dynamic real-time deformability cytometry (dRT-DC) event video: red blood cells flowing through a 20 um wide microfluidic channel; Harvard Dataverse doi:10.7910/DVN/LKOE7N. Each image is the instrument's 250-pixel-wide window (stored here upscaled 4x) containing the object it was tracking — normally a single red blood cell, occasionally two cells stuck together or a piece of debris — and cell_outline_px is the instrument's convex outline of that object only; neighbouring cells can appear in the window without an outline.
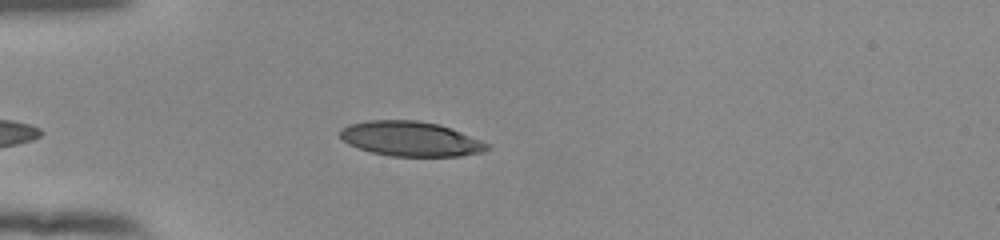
{"species": "human", "species_latin": "Homo sapiens", "temperature_condition": "room temperature", "stored_images_in_passage": 31, "camera_frame_rate_fps": 3000, "um_per_image_px": 0.085, "donor": {"sex": "female"}, "frame": {"image": 1, "passage_image": 4, "time_ms": 1.0, "image_size_px": [1000, 240], "cell_outline_px": [[488, 148], [480, 152], [460, 156], [392, 156], [372, 152], [348, 144], [340, 136], [340, 128], [348, 124], [368, 120], [416, 120], [440, 124], [480, 140], [488, 144]], "centroid_in_image_um": [34.85, 11.79], "position_along_channel_um": 50.1, "area_um2": 29.54}}
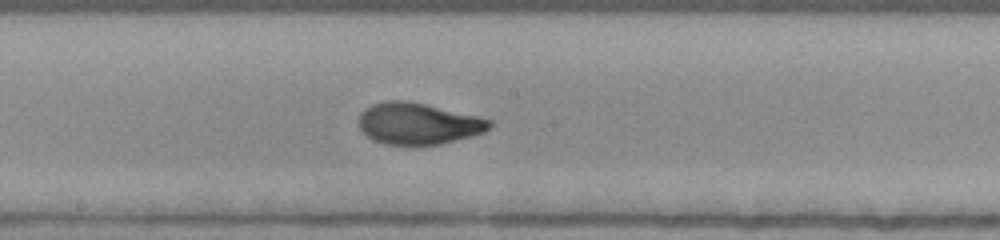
{"frame": {"image": 2, "passage_image": 18, "time_ms": 5.667, "image_size_px": [1000, 240], "cell_outline_px": [[492, 128], [484, 132], [440, 144], [388, 144], [376, 140], [368, 136], [360, 128], [360, 112], [364, 108], [372, 104], [384, 100], [408, 100], [480, 116], [492, 120]], "centroid_in_image_um": [35.58, 10.47], "position_along_channel_um": 212.6, "area_um2": 31.5}}
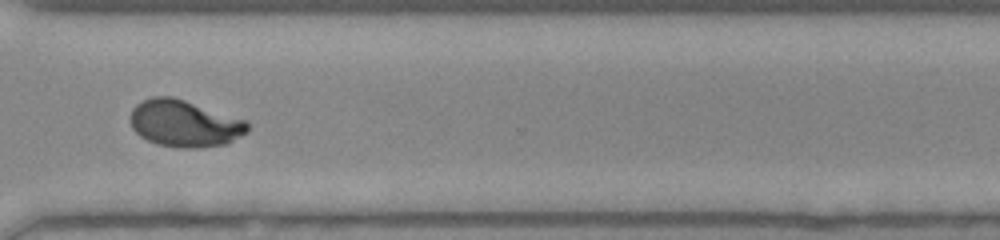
{"frame": {"image": 3, "passage_image": 29, "time_ms": 9.333, "image_size_px": [1000, 240], "cell_outline_px": [[248, 132], [228, 144], [192, 148], [180, 148], [160, 144], [148, 140], [140, 136], [132, 128], [128, 116], [132, 108], [136, 104], [152, 96], [172, 96], [244, 120], [248, 124]], "centroid_in_image_um": [15.64, 10.5], "position_along_channel_um": 355.0, "area_um2": 31.85}, "authors_computed_cell_mechanics": {"area_um2": 31.212, "velocity_mm_per_s": 3.8651, "shape_relaxation_time_tau1_ms": 3.485, "shape_relaxation_time_tau2_ms": null, "deformation_change_tau1": 0.1871, "deformation_change_tau2": null}}